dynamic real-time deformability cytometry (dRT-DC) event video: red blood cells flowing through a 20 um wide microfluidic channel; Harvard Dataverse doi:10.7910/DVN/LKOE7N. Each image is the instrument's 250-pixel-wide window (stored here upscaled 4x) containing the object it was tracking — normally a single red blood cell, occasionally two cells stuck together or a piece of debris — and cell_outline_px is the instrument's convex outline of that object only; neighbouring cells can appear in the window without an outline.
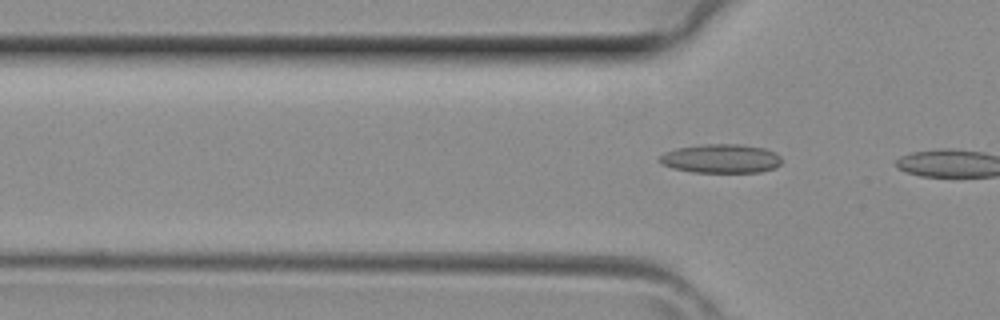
{"species": "common noctule bat (a hibernating species)", "species_latin": "Nyctalus noctula", "temperature_condition": "room temperature", "stored_images_in_passage": 4, "segment_of_instrument_passage": [2, 2], "camera_frame_rate_fps": 3000, "um_per_image_px": 0.085, "animal": {"sex": "female", "body_mass_g": 29.2, "forearm_length_mm": 56.3}, "frame": {"image": 1, "passage_image": 4, "time_ms": 1.0, "image_size_px": [1000, 320], "cell_outline_px": [[780, 164], [776, 168], [760, 172], [692, 172], [672, 168], [660, 164], [656, 160], [664, 152], [676, 148], [704, 144], [740, 144], [764, 148], [776, 152], [780, 156]], "centroid_in_image_um": [61.25, 13.48], "position_along_channel_um": 64.5, "area_um2": 20.81}}